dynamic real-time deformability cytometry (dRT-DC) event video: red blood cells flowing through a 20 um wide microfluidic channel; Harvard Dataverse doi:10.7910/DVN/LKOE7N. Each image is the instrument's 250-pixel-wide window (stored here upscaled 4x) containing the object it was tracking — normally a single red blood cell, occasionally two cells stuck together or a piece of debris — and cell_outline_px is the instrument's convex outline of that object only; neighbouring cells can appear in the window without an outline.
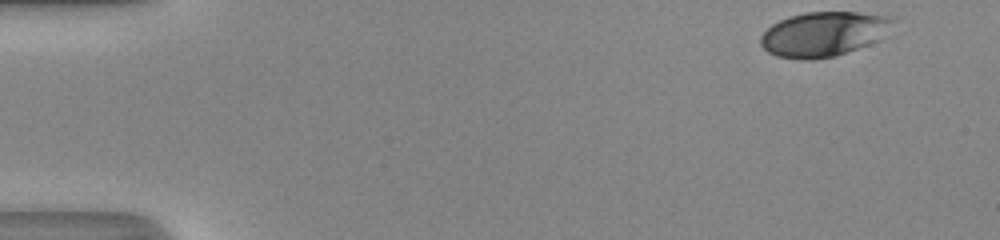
{"species": "human", "species_latin": "Homo sapiens", "temperature_condition": "room temperature", "stored_images_in_passage": 40, "camera_frame_rate_fps": 3000, "um_per_image_px": 0.085, "donor": {"sex": "male"}, "frame": {"image": 1, "passage_image": 1, "time_ms": 0.0, "image_size_px": [1000, 240], "cell_outline_px": [[892, 20], [880, 40], [836, 56], [812, 60], [800, 60], [776, 56], [768, 52], [760, 44], [760, 36], [772, 24], [780, 20], [804, 12], [856, 12], [892, 16]], "centroid_in_image_um": [69.96, 2.91], "position_along_channel_um": 15.0, "area_um2": 34.28}}
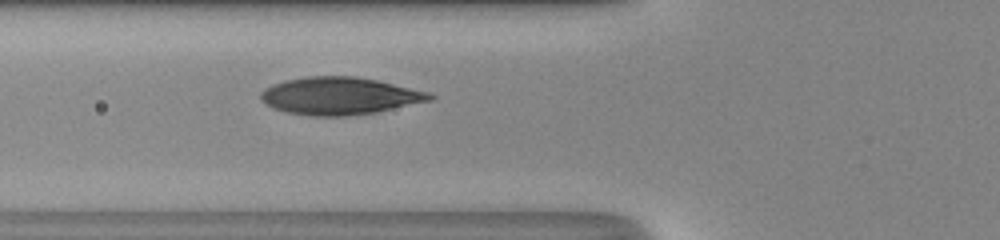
{"frame": {"image": 2, "passage_image": 17, "time_ms": 5.333, "image_size_px": [1000, 240], "cell_outline_px": [[436, 96], [432, 100], [376, 112], [348, 116], [312, 116], [288, 112], [276, 108], [268, 104], [260, 96], [260, 92], [264, 88], [272, 84], [284, 80], [308, 76], [356, 76], [376, 80], [428, 92]], "centroid_in_image_um": [28.87, 8.15], "position_along_channel_um": 96.9, "area_um2": 36.59}}
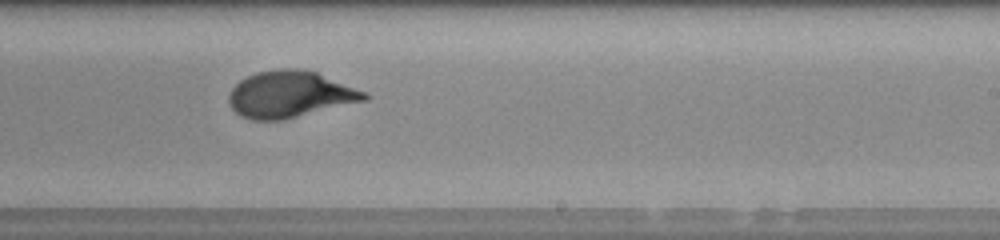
{"frame": {"image": 3, "passage_image": 29, "time_ms": 9.333, "image_size_px": [1000, 240], "cell_outline_px": [[368, 100], [284, 120], [252, 120], [240, 116], [228, 104], [228, 96], [232, 88], [240, 80], [256, 72], [280, 68], [304, 68], [316, 72], [368, 92]], "centroid_in_image_um": [24.66, 8.02], "position_along_channel_um": 264.3, "area_um2": 37.17}, "authors_computed_cell_mechanics": {"area_um2": 36.4429, "velocity_mm_per_s": 4.1935, "shape_relaxation_time_tau1_ms": 4.3832, "shape_relaxation_time_tau2_ms": null, "deformation_change_tau1": 0.2037, "deformation_change_tau2": null}}